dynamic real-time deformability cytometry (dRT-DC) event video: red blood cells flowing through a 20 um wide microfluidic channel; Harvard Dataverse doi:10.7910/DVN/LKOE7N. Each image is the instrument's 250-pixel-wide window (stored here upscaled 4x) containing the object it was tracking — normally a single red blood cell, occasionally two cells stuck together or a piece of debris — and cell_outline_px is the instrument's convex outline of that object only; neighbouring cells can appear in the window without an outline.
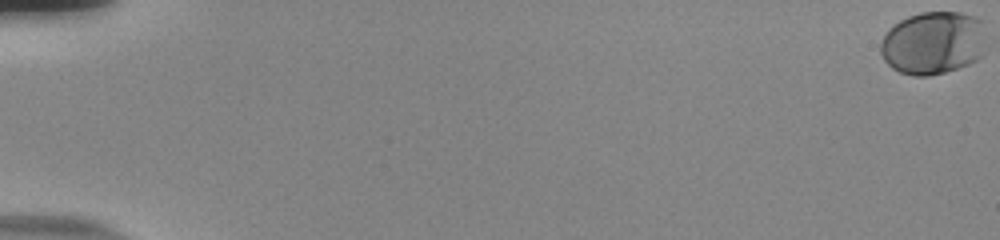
{"species": "human", "species_latin": "Homo sapiens", "temperature_condition": "room temperature", "stored_images_in_passage": 58, "camera_frame_rate_fps": 3000, "um_per_image_px": 0.085, "donor": {"sex": "male"}, "frame": {"image": 1, "passage_image": 1, "time_ms": 0.0, "image_size_px": [1000, 240], "cell_outline_px": [[984, 20], [980, 56], [976, 60], [968, 64], [944, 72], [928, 76], [912, 76], [900, 72], [892, 68], [884, 60], [880, 52], [880, 44], [888, 28], [892, 24], [908, 16], [920, 12], [960, 12], [976, 16]], "centroid_in_image_um": [79.27, 3.63], "position_along_channel_um": 5.7, "area_um2": 38.78}}
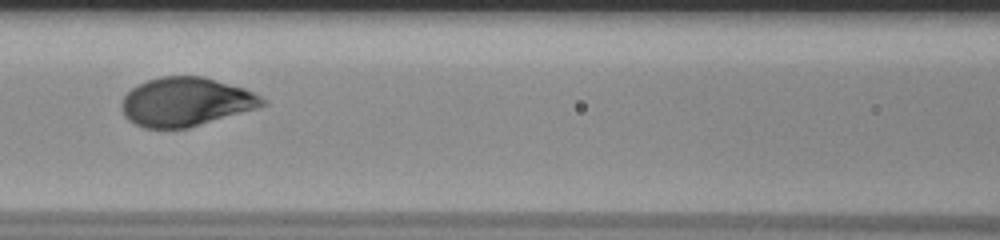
{"frame": {"image": 2, "passage_image": 29, "time_ms": 9.333, "image_size_px": [1000, 240], "cell_outline_px": [[268, 104], [256, 108], [188, 128], [144, 128], [128, 120], [124, 116], [120, 108], [120, 104], [124, 96], [132, 88], [148, 80], [160, 76], [204, 76], [244, 88], [268, 100]], "centroid_in_image_um": [15.78, 8.65], "position_along_channel_um": 150.8, "area_um2": 40.0}}
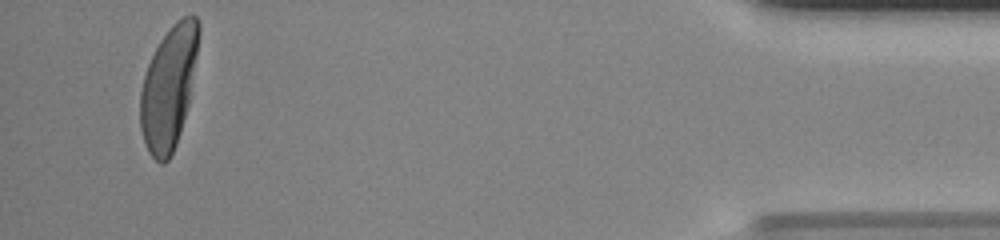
{"frame": {"image": 3, "passage_image": 56, "time_ms": 18.333, "image_size_px": [1000, 240], "cell_outline_px": [[200, 32], [188, 104], [180, 132], [176, 144], [168, 160], [164, 164], [160, 164], [148, 152], [140, 128], [140, 92], [144, 76], [148, 64], [160, 40], [172, 24], [176, 20], [184, 16], [196, 16], [200, 24]], "centroid_in_image_um": [14.33, 7.43], "position_along_channel_um": 420.9, "area_um2": 41.33}, "authors_computed_cell_mechanics": {"area_um2": 40.171, "velocity_mm_per_s": 3.7178, "shape_relaxation_time_tau1_ms": 2.4146, "shape_relaxation_time_tau2_ms": null, "deformation_change_tau1": 0.1491, "deformation_change_tau2": null}}